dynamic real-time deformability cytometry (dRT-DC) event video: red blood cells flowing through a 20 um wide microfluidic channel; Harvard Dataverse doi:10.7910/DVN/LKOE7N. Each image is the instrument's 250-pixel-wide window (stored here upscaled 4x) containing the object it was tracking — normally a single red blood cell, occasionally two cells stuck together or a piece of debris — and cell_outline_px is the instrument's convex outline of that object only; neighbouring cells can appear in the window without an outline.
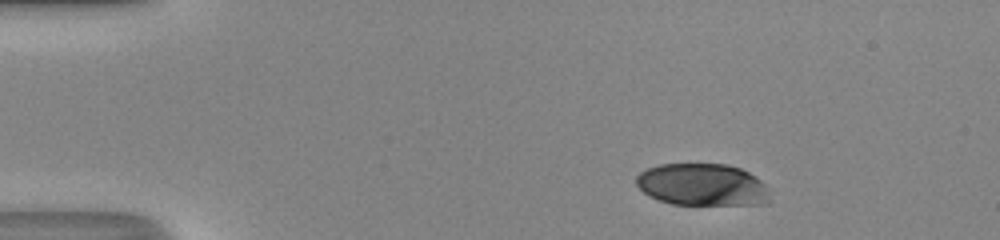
{"species": "human", "species_latin": "Homo sapiens", "temperature_condition": "room temperature", "stored_images_in_passage": 45, "camera_frame_rate_fps": 3000, "um_per_image_px": 0.085, "donor": {"sex": "male"}, "frame": {"image": 1, "passage_image": 4, "time_ms": 1.0, "image_size_px": [1000, 240], "cell_outline_px": [[768, 204], [672, 204], [648, 196], [636, 184], [636, 176], [640, 172], [648, 168], [660, 164], [728, 164], [740, 168], [756, 176], [764, 184], [768, 196]], "centroid_in_image_um": [59.67, 15.69], "position_along_channel_um": 25.3, "area_um2": 32.66}}
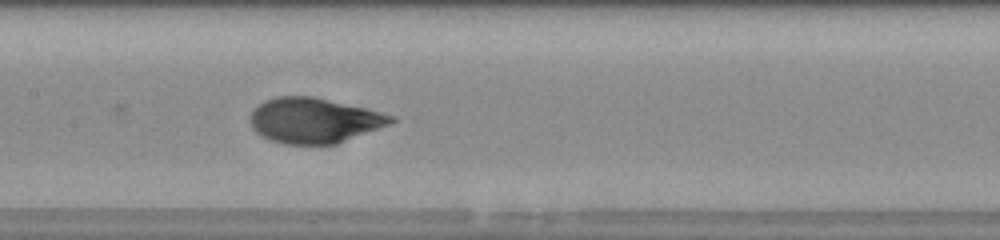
{"frame": {"image": 2, "passage_image": 21, "time_ms": 6.667, "image_size_px": [1000, 240], "cell_outline_px": [[396, 120], [388, 124], [336, 144], [284, 144], [272, 140], [256, 132], [252, 128], [248, 120], [252, 112], [264, 100], [276, 96], [312, 96], [364, 108], [396, 116]], "centroid_in_image_um": [26.66, 10.23], "position_along_channel_um": 180.7, "area_um2": 36.65}}
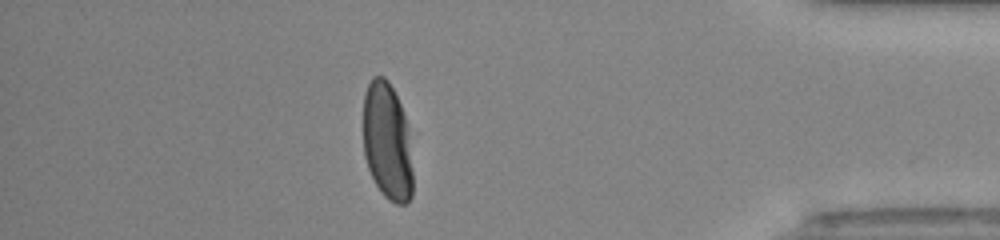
{"frame": {"image": 3, "passage_image": 39, "time_ms": 12.667, "image_size_px": [1000, 240], "cell_outline_px": [[412, 196], [404, 204], [396, 204], [388, 200], [384, 196], [376, 184], [368, 168], [364, 156], [364, 92], [372, 76], [384, 76], [388, 80], [400, 104], [404, 116], [412, 172]], "centroid_in_image_um": [32.88, 12.03], "position_along_channel_um": 402.3, "area_um2": 33.41}, "authors_computed_cell_mechanics": {"area_um2": 36.6452, "velocity_mm_per_s": 4.3251, "shape_relaxation_time_tau1_ms": 3.6051, "shape_relaxation_time_tau2_ms": null, "deformation_change_tau1": 0.215, "deformation_change_tau2": null}}